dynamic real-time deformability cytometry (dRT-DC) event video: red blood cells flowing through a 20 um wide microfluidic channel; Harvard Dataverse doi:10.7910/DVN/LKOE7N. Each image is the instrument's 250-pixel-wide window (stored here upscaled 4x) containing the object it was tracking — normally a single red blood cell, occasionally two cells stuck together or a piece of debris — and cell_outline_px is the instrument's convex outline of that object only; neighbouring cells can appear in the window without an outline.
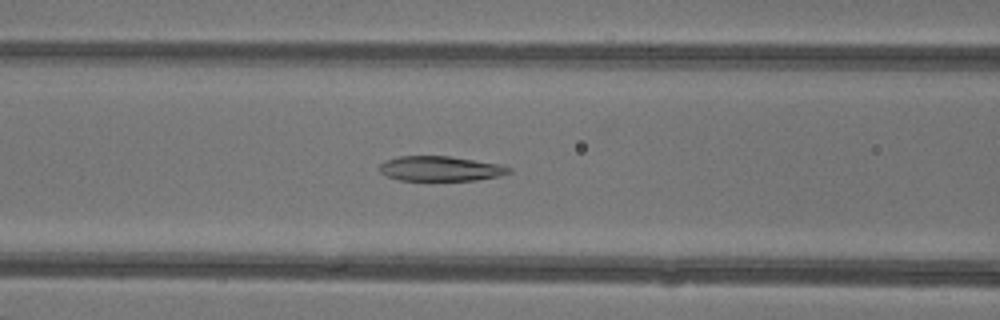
{"species": "common noctule bat (a hibernating species)", "species_latin": "Nyctalus noctula", "temperature_condition": "warm", "stored_images_in_passage": 26, "camera_frame_rate_fps": 3000, "um_per_image_px": 0.085, "animal": {"sex": "female"}, "frame": {"image": 1, "passage_image": 5, "time_ms": 1.333, "image_size_px": [1000, 320], "cell_outline_px": [[512, 172], [500, 176], [476, 180], [400, 180], [388, 176], [380, 172], [380, 164], [388, 160], [400, 156], [448, 156], [500, 164], [512, 168]], "centroid_in_image_um": [37.49, 14.33], "position_along_channel_um": 129.1, "area_um2": 18.61}}
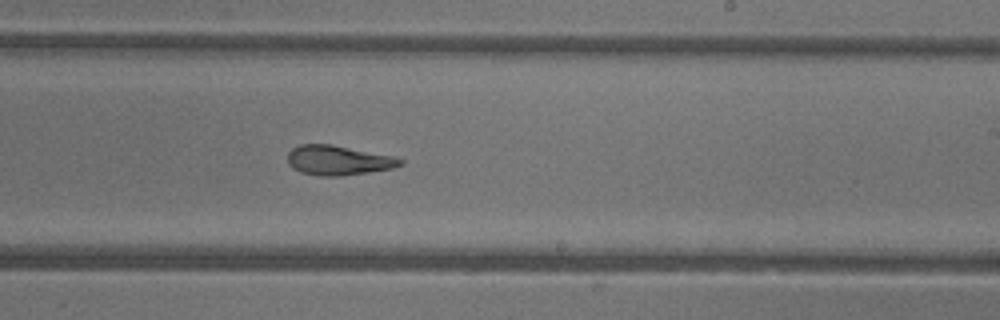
{"frame": {"image": 2, "passage_image": 14, "time_ms": 4.333, "image_size_px": [1000, 320], "cell_outline_px": [[404, 164], [392, 168], [368, 172], [340, 176], [320, 176], [300, 172], [292, 168], [288, 164], [288, 152], [292, 148], [300, 144], [332, 144], [392, 156], [404, 160]], "centroid_in_image_um": [28.72, 13.62], "position_along_channel_um": 260.3, "area_um2": 19.48}}
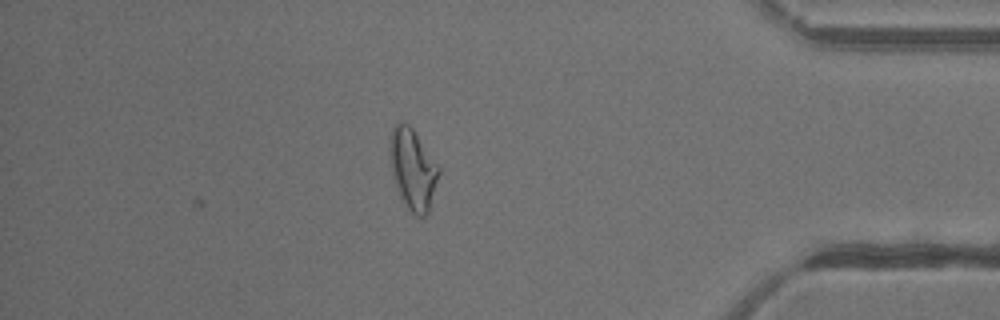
{"frame": {"image": 3, "passage_image": 26, "time_ms": 8.333, "image_size_px": [1000, 320], "cell_outline_px": [[440, 172], [428, 216], [416, 216], [408, 208], [400, 196], [396, 184], [392, 168], [388, 148], [392, 128], [396, 120], [404, 120], [412, 128], [440, 168]], "centroid_in_image_um": [35.09, 14.35], "position_along_channel_um": 400.1, "area_um2": 23.0}, "authors_computed_cell_mechanics": {"area_um2": 19.074, "velocity_mm_per_s": 4.3635, "shape_relaxation_time_tau1_ms": 8.3562, "shape_relaxation_time_tau2_ms": 3.0623, "deformation_change_tau1": 0.2498, "deformation_change_tau2": 0.1151}}